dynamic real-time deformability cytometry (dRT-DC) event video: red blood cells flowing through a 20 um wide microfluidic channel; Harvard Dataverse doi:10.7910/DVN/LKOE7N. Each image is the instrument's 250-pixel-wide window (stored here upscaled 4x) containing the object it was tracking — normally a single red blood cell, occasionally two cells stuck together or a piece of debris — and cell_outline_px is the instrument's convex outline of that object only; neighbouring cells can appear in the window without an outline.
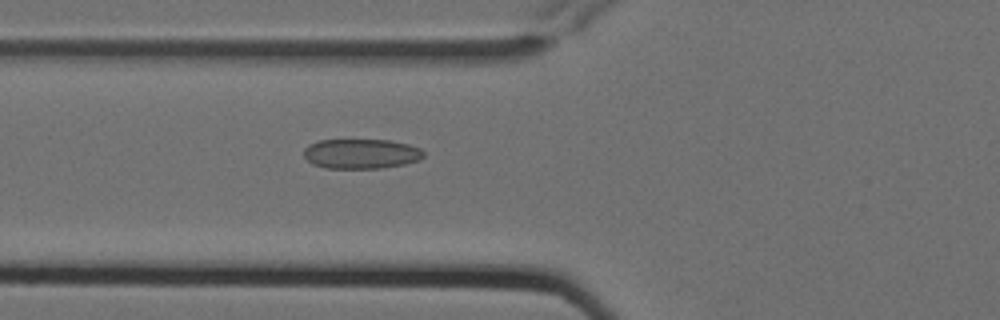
{"species": "Egyptian fruit bat (a non-hibernating species)", "species_latin": "Rousettus aegyptiacus", "temperature_condition": "cold", "stored_images_in_passage": 5, "camera_frame_rate_fps": 3000, "um_per_image_px": 0.085, "animal": {"sex": "female"}, "frame": {"image": 1, "passage_image": 5, "time_ms": 1.333, "image_size_px": [1000, 320], "cell_outline_px": [[424, 156], [420, 160], [404, 164], [380, 168], [324, 168], [312, 164], [304, 156], [304, 148], [308, 144], [320, 140], [388, 140], [408, 144], [420, 148], [424, 152]], "centroid_in_image_um": [30.69, 13.07], "position_along_channel_um": 95.1, "area_um2": 20.87}}